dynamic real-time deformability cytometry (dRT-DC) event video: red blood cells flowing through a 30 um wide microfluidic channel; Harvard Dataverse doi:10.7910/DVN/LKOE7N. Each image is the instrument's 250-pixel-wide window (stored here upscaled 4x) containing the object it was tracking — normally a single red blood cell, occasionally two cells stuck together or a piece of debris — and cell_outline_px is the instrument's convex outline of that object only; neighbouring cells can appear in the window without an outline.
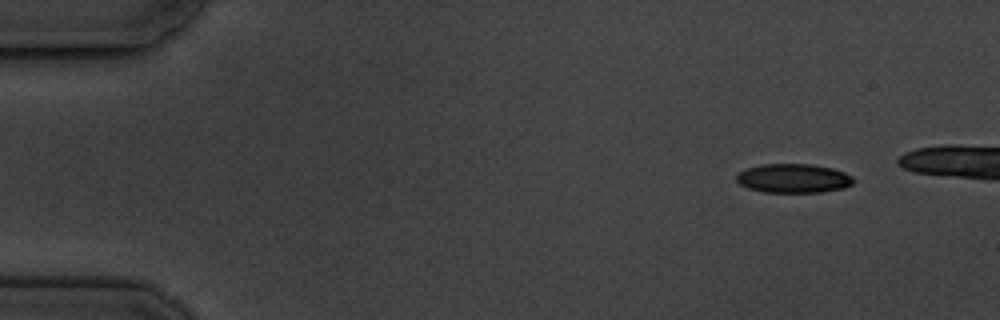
{"species": "common noctule bat (a hibernating species)", "species_latin": "Nyctalus noctula", "temperature_condition": "cold", "stored_images_in_passage": 10, "camera_frame_rate_fps": 3000, "um_per_image_px": 0.085, "animal": {"sex": "male", "body_mass_g": 19.5, "forearm_length_mm": 54.6}, "frame": {"image": 1, "passage_image": 1, "time_ms": 0.0, "image_size_px": [1000, 320], "cell_outline_px": [[856, 180], [852, 184], [844, 188], [820, 192], [764, 192], [748, 188], [740, 184], [736, 180], [736, 172], [744, 168], [760, 164], [812, 164], [832, 168], [844, 172], [852, 176]], "centroid_in_image_um": [67.41, 15.15], "position_along_channel_um": 17.6, "area_um2": 20.06}}
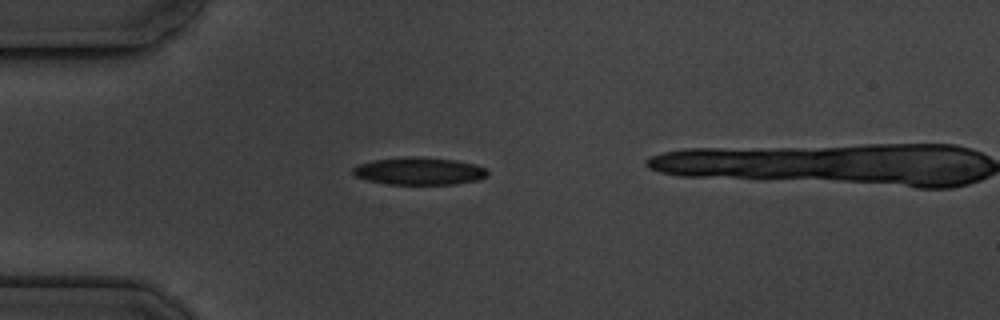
{"frame": {"image": 2, "passage_image": 4, "time_ms": 3.333, "image_size_px": [1000, 320], "cell_outline_px": [[488, 176], [476, 180], [456, 184], [388, 184], [368, 180], [356, 176], [352, 172], [352, 168], [360, 164], [372, 160], [408, 156], [424, 156], [456, 160], [476, 164], [484, 168], [488, 172]], "centroid_in_image_um": [35.65, 14.53], "position_along_channel_um": 49.4, "area_um2": 21.68}}